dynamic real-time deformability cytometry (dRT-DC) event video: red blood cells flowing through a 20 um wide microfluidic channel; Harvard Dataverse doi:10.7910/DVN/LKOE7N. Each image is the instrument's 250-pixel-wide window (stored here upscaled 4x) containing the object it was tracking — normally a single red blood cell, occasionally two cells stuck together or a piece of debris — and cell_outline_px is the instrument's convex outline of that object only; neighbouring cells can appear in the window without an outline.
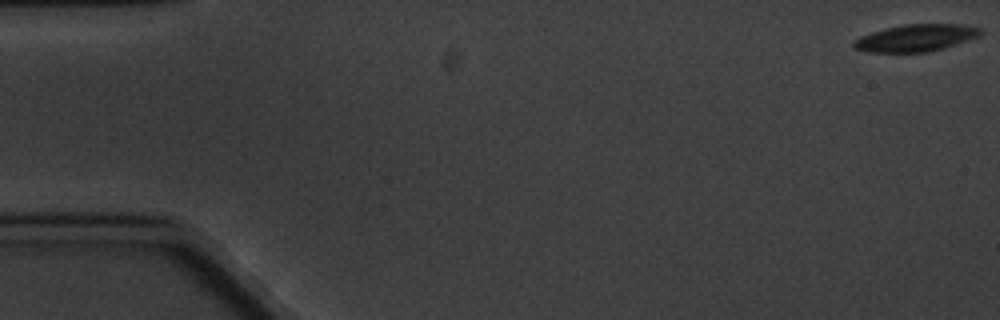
{"species": "common noctule bat (a hibernating species)", "species_latin": "Nyctalus noctula", "temperature_condition": "cold", "stored_images_in_passage": 6, "camera_frame_rate_fps": 3000, "um_per_image_px": 0.085, "animal": {"sex": "male", "body_mass_g": 20.1, "forearm_length_mm": 53.5}, "frame": {"image": 1, "passage_image": 1, "time_ms": 0.0, "image_size_px": [1000, 320], "cell_outline_px": [[984, 32], [980, 36], [928, 52], [868, 52], [852, 48], [852, 44], [860, 36], [872, 32], [904, 24], [964, 24], [984, 28]], "centroid_in_image_um": [77.88, 3.21], "position_along_channel_um": 7.1, "area_um2": 19.94}}
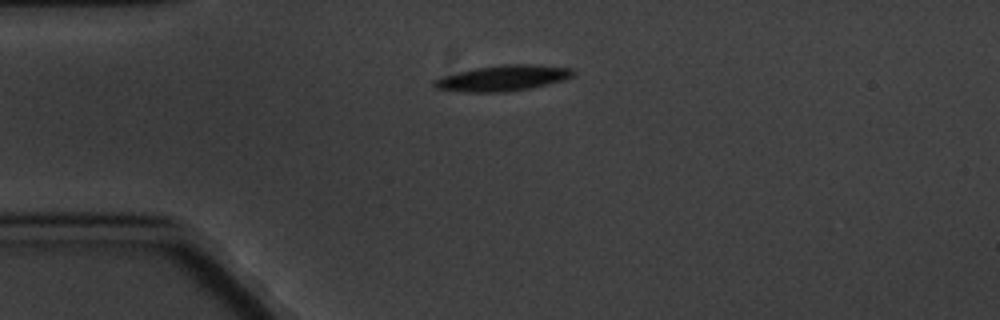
{"frame": {"image": 2, "passage_image": 5, "time_ms": 4.667, "image_size_px": [1000, 320], "cell_outline_px": [[576, 72], [572, 76], [564, 80], [528, 88], [500, 92], [464, 92], [436, 88], [432, 84], [432, 80], [440, 76], [476, 68], [500, 64], [540, 64], [572, 68]], "centroid_in_image_um": [42.73, 6.62], "position_along_channel_um": 42.3, "area_um2": 20.87}}